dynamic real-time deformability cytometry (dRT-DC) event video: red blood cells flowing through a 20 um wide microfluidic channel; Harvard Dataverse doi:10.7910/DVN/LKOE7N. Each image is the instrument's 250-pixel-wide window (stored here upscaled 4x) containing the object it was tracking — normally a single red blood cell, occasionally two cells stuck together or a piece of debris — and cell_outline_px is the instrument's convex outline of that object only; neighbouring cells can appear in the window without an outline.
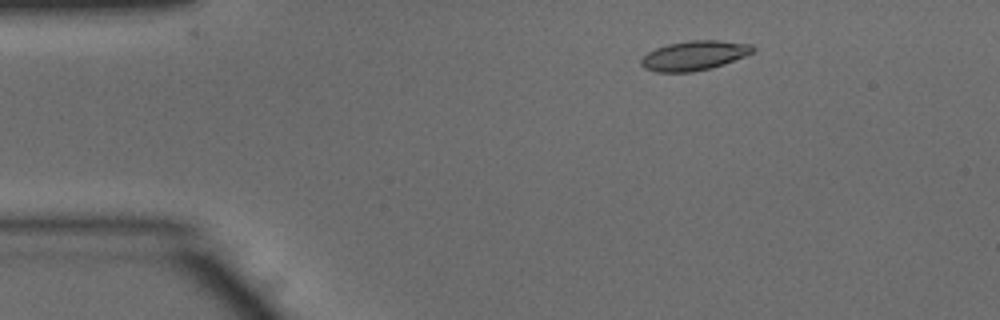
{"species": "common noctule bat (a hibernating species)", "species_latin": "Nyctalus noctula", "temperature_condition": "warm", "stored_images_in_passage": 45, "camera_frame_rate_fps": 3000, "um_per_image_px": 0.085, "animal": {"sex": "male", "body_mass_g": 15.6}, "frame": {"image": 1, "passage_image": 2, "time_ms": 0.333, "image_size_px": [1000, 320], "cell_outline_px": [[756, 48], [752, 52], [744, 56], [724, 64], [712, 68], [692, 72], [656, 72], [644, 68], [640, 64], [640, 60], [648, 52], [656, 48], [668, 44], [692, 40], [716, 40], [752, 44]], "centroid_in_image_um": [59.0, 4.73], "position_along_channel_um": 26.0, "area_um2": 19.19}}
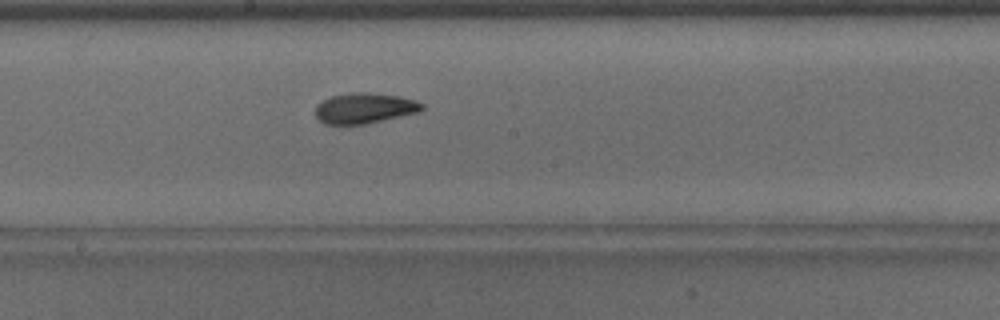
{"frame": {"image": 2, "passage_image": 21, "time_ms": 6.667, "image_size_px": [1000, 320], "cell_outline_px": [[424, 108], [420, 112], [364, 124], [324, 124], [316, 116], [316, 104], [332, 96], [352, 92], [368, 92], [400, 96], [416, 100], [424, 104]], "centroid_in_image_um": [31.01, 9.19], "position_along_channel_um": 217.2, "area_um2": 18.96}}
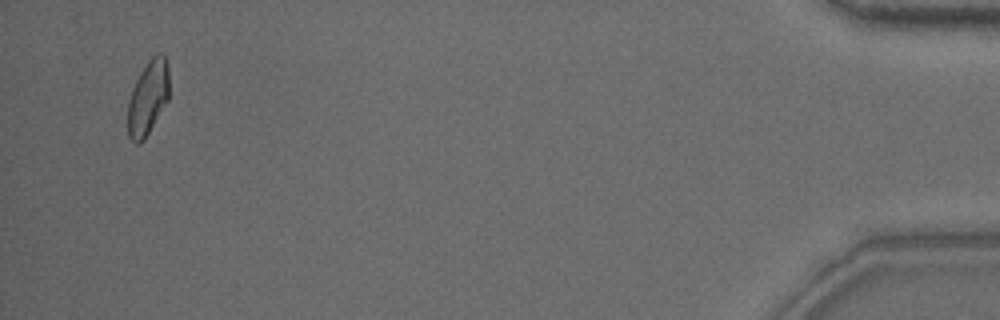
{"frame": {"image": 3, "passage_image": 43, "time_ms": 14.0, "image_size_px": [1000, 320], "cell_outline_px": [[168, 100], [144, 140], [136, 144], [128, 136], [128, 100], [132, 88], [140, 72], [148, 60], [156, 52], [164, 52], [168, 64]], "centroid_in_image_um": [12.58, 8.26], "position_along_channel_um": 422.6, "area_um2": 18.03}, "authors_computed_cell_mechanics": {"area_um2": 18.6116, "velocity_mm_per_s": 3.948, "shape_relaxation_time_tau1_ms": 4.1375, "shape_relaxation_time_tau2_ms": 1.8042, "deformation_change_tau1": 0.1488, "deformation_change_tau2": 0.0727}}